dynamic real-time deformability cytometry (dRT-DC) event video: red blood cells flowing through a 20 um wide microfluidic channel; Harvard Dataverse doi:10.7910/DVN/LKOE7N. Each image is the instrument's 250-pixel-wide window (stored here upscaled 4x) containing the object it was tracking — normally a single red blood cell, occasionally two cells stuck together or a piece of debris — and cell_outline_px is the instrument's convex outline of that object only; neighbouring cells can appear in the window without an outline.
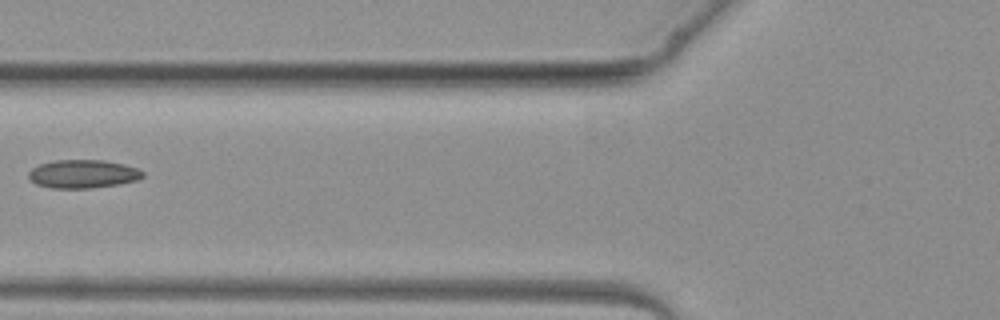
{"species": "common noctule bat (a hibernating species)", "species_latin": "Nyctalus noctula", "temperature_condition": "warm", "stored_images_in_passage": 4, "camera_frame_rate_fps": 3000, "um_per_image_px": 0.085, "animal": {"sex": "female", "body_mass_g": 19.3, "forearm_length_mm": 54.1}, "frame": {"image": 1, "passage_image": 4, "time_ms": 3.667, "image_size_px": [1000, 320], "cell_outline_px": [[144, 176], [136, 180], [116, 184], [88, 188], [48, 188], [36, 184], [28, 176], [28, 172], [32, 168], [40, 164], [56, 160], [104, 160], [124, 164], [136, 168], [144, 172]], "centroid_in_image_um": [7.03, 14.78], "position_along_channel_um": 118.8, "area_um2": 18.73}}